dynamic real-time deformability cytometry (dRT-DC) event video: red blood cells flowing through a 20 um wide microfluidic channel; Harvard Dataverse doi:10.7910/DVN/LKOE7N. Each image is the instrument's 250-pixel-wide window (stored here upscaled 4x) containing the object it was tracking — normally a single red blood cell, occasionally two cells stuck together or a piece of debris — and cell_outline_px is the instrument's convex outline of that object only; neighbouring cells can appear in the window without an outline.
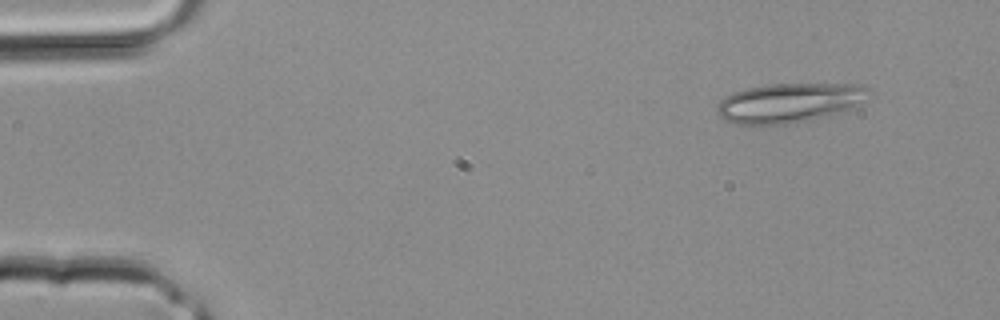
{"species": "common noctule bat (a hibernating species)", "species_latin": "Nyctalus noctula", "temperature_condition": "room temperature", "stored_images_in_passage": 2, "camera_frame_rate_fps": 3000, "um_per_image_px": 0.085, "animal": {"sex": "male", "body_mass_g": 20.4}, "frame": {"image": 1, "passage_image": 1, "time_ms": 0.0, "image_size_px": [1000, 320], "cell_outline_px": [[868, 88], [856, 108], [808, 120], [788, 124], [736, 124], [724, 120], [716, 112], [716, 108], [720, 100], [724, 96], [732, 92], [764, 84], [860, 84]], "centroid_in_image_um": [67.01, 8.74], "position_along_channel_um": 18.0, "area_um2": 34.68}}